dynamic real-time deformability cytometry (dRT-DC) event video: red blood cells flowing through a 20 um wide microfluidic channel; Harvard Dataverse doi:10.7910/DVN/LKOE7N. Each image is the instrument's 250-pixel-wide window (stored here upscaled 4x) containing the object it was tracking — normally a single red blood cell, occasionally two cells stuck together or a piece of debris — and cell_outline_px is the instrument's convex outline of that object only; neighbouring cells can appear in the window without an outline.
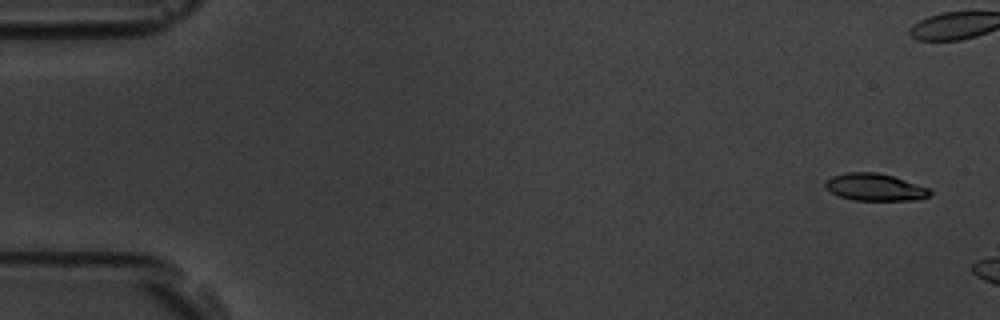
{"species": "common noctule bat (a hibernating species)", "species_latin": "Nyctalus noctula", "temperature_condition": "room temperature", "stored_images_in_passage": 7, "camera_frame_rate_fps": 3000, "um_per_image_px": 0.085, "animal": {"sex": "male", "body_mass_g": 19.5, "forearm_length_mm": 54.6}, "frame": {"image": 1, "passage_image": 2, "time_ms": 0.333, "image_size_px": [1000, 320], "cell_outline_px": [[932, 192], [928, 196], [920, 200], [852, 200], [840, 196], [824, 188], [824, 180], [832, 176], [844, 172], [876, 172], [892, 176], [932, 188]], "centroid_in_image_um": [74.37, 15.9], "position_along_channel_um": 10.6, "area_um2": 16.82}}